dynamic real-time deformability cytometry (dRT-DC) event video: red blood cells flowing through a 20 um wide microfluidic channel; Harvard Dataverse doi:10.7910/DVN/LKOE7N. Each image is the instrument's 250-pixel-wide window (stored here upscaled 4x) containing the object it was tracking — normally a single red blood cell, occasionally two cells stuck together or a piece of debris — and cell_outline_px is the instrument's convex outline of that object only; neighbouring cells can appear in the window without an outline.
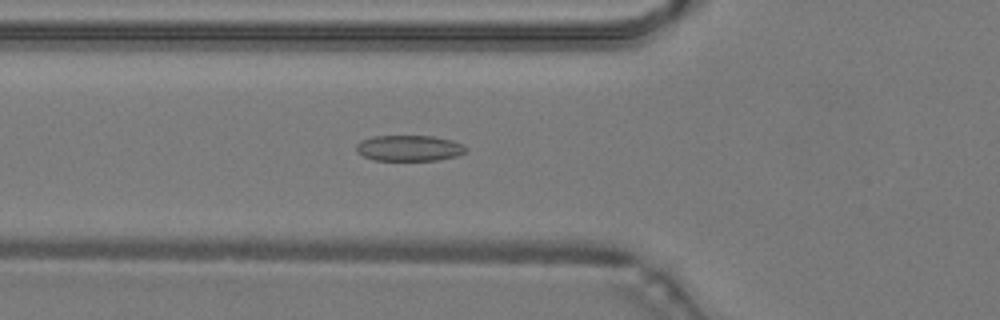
{"species": "common noctule bat (a hibernating species)", "species_latin": "Nyctalus noctula", "temperature_condition": "warm", "stored_images_in_passage": 49, "camera_frame_rate_fps": 3000, "um_per_image_px": 0.085, "animal": {"sex": "male", "body_mass_g": 19.2, "forearm_length_mm": 51.8}, "frame": {"image": 1, "passage_image": 18, "time_ms": 5.667, "image_size_px": [1000, 320], "cell_outline_px": [[468, 148], [464, 152], [456, 156], [436, 160], [376, 160], [364, 156], [356, 152], [356, 144], [360, 140], [372, 136], [432, 136], [452, 140], [464, 144]], "centroid_in_image_um": [34.77, 12.58], "position_along_channel_um": 91.0, "area_um2": 16.53}}
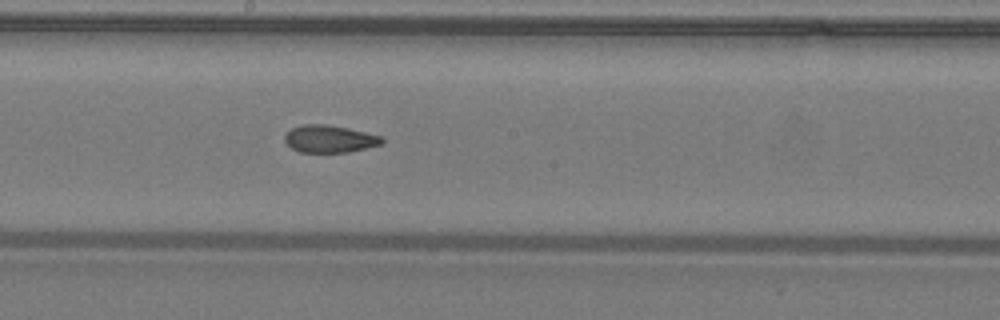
{"frame": {"image": 2, "passage_image": 27, "time_ms": 8.667, "image_size_px": [1000, 320], "cell_outline_px": [[384, 144], [348, 152], [300, 152], [292, 148], [284, 140], [284, 136], [292, 128], [300, 124], [324, 124], [348, 128], [384, 136]], "centroid_in_image_um": [28.05, 11.8], "position_along_channel_um": 220.1, "area_um2": 15.61}}
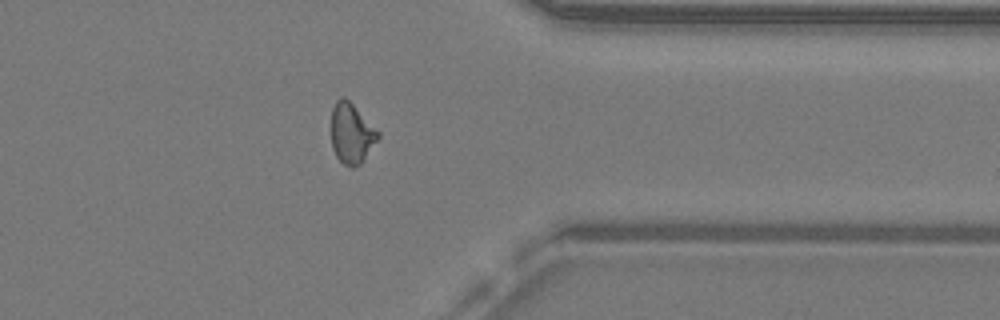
{"frame": {"image": 3, "passage_image": 39, "time_ms": 12.667, "image_size_px": [1000, 320], "cell_outline_px": [[380, 136], [360, 164], [352, 168], [344, 164], [336, 156], [332, 148], [332, 108], [336, 100], [340, 96], [344, 96], [380, 132]], "centroid_in_image_um": [29.87, 11.33], "position_along_channel_um": 381.5, "area_um2": 16.24}, "authors_computed_cell_mechanics": {"area_um2": 16.3574, "velocity_mm_per_s": 4.2829, "shape_relaxation_time_tau1_ms": null, "shape_relaxation_time_tau2_ms": 2.2053, "deformation_change_tau1": null, "deformation_change_tau2": 0.0883}}